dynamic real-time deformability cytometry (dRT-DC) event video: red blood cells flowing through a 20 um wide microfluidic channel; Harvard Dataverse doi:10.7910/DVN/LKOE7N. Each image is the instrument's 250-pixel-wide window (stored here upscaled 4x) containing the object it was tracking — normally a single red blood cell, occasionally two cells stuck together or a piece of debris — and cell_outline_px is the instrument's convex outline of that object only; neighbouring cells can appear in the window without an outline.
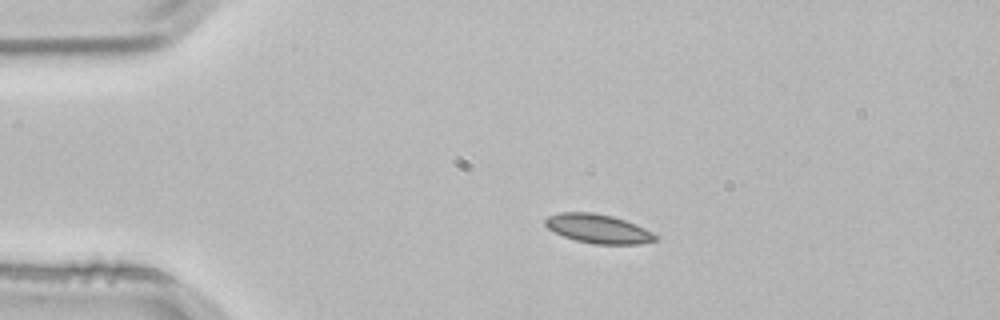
{"species": "common noctule bat (a hibernating species)", "species_latin": "Nyctalus noctula", "temperature_condition": "room temperature", "stored_images_in_passage": 3, "camera_frame_rate_fps": 3000, "um_per_image_px": 0.085, "animal": {"sex": "male", "body_mass_g": 21.5, "forearm_length_mm": 52.0}, "frame": {"image": 1, "passage_image": 2, "time_ms": 0.333, "image_size_px": [1000, 320], "cell_outline_px": [[660, 236], [656, 240], [640, 244], [596, 244], [576, 240], [564, 236], [548, 228], [544, 224], [544, 220], [548, 216], [560, 212], [592, 212], [612, 216], [624, 220], [644, 228]], "centroid_in_image_um": [50.85, 19.44], "position_along_channel_um": 34.2, "area_um2": 18.5}}